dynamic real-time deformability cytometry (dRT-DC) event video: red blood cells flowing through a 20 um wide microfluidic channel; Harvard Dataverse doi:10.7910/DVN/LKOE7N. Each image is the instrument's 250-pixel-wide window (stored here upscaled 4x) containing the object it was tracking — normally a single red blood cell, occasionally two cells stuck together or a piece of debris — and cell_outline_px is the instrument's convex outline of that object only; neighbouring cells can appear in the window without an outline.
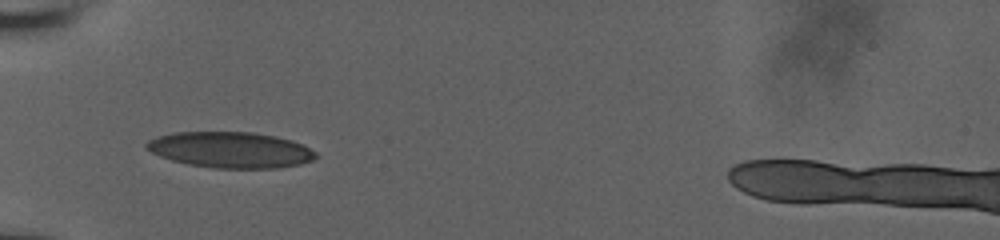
{"species": "human", "species_latin": "Homo sapiens", "temperature_condition": "room temperature", "stored_images_in_passage": 36, "camera_frame_rate_fps": 3000, "um_per_image_px": 0.085, "donor": {"sex": "male"}, "frame": {"image": 1, "passage_image": 1, "time_ms": 0.0, "image_size_px": [1000, 240], "cell_outline_px": [[316, 156], [312, 160], [300, 164], [276, 168], [216, 168], [188, 164], [172, 160], [160, 156], [144, 148], [144, 144], [148, 140], [156, 136], [172, 132], [252, 132], [276, 136], [292, 140], [316, 152]], "centroid_in_image_um": [19.54, 12.73], "position_along_channel_um": 65.5, "area_um2": 35.43}}
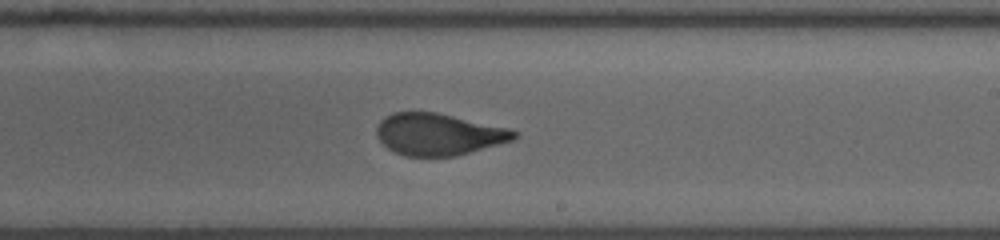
{"frame": {"image": 2, "passage_image": 16, "time_ms": 5.0, "image_size_px": [1000, 240], "cell_outline_px": [[520, 136], [512, 140], [456, 156], [408, 156], [396, 152], [388, 148], [376, 136], [376, 128], [380, 120], [384, 116], [392, 112], [436, 112], [508, 128], [520, 132]], "centroid_in_image_um": [37.27, 11.4], "position_along_channel_um": 251.7, "area_um2": 33.41}}
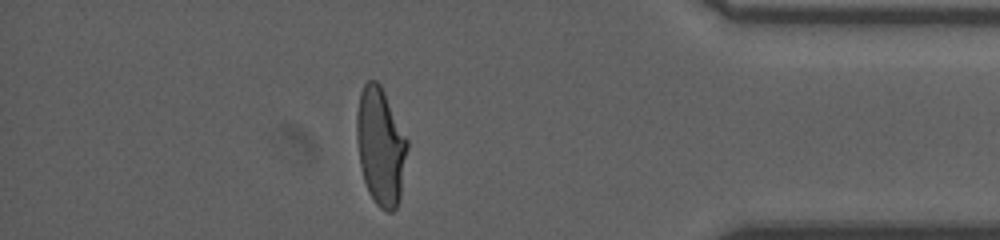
{"frame": {"image": 3, "passage_image": 30, "time_ms": 9.667, "image_size_px": [1000, 240], "cell_outline_px": [[408, 148], [400, 200], [396, 208], [392, 212], [388, 212], [380, 208], [376, 204], [368, 192], [364, 180], [360, 164], [356, 140], [356, 112], [360, 92], [364, 84], [368, 80], [376, 80], [380, 84], [408, 140]], "centroid_in_image_um": [32.35, 12.46], "position_along_channel_um": 402.9, "area_um2": 34.91}, "authors_computed_cell_mechanics": {"area_um2": 34.4488, "velocity_mm_per_s": 3.8446, "shape_relaxation_time_tau1_ms": 6.4382, "shape_relaxation_time_tau2_ms": null, "deformation_change_tau1": 0.2184, "deformation_change_tau2": null}}